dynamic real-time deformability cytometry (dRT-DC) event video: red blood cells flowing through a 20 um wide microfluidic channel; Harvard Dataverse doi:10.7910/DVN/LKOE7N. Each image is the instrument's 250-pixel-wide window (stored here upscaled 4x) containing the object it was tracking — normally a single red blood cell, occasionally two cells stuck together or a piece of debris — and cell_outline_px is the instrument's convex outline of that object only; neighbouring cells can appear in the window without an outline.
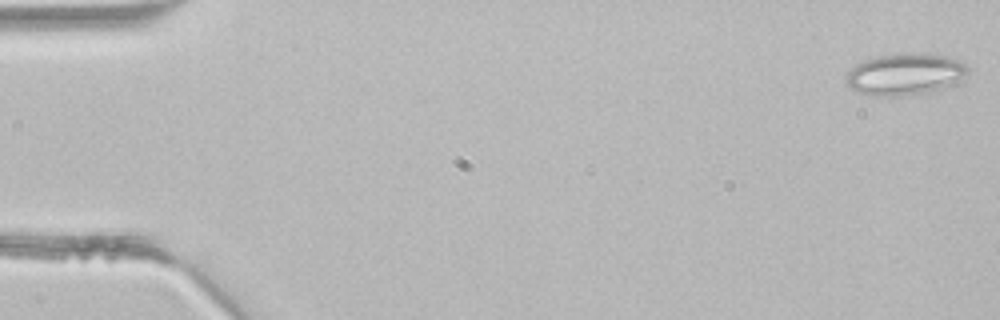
{"species": "common noctule bat (a hibernating species)", "species_latin": "Nyctalus noctula", "temperature_condition": "room temperature", "stored_images_in_passage": 4, "camera_frame_rate_fps": 3000, "um_per_image_px": 0.085, "animal": {"sex": "male", "body_mass_g": 21.5, "forearm_length_mm": 52.0}, "frame": {"image": 1, "passage_image": 1, "time_ms": 0.0, "image_size_px": [1000, 320], "cell_outline_px": [[968, 72], [956, 84], [936, 92], [904, 96], [872, 96], [856, 92], [848, 88], [844, 80], [848, 72], [856, 64], [864, 60], [880, 56], [948, 56], [964, 64], [968, 68]], "centroid_in_image_um": [76.89, 6.4], "position_along_channel_um": 8.1, "area_um2": 29.13}}